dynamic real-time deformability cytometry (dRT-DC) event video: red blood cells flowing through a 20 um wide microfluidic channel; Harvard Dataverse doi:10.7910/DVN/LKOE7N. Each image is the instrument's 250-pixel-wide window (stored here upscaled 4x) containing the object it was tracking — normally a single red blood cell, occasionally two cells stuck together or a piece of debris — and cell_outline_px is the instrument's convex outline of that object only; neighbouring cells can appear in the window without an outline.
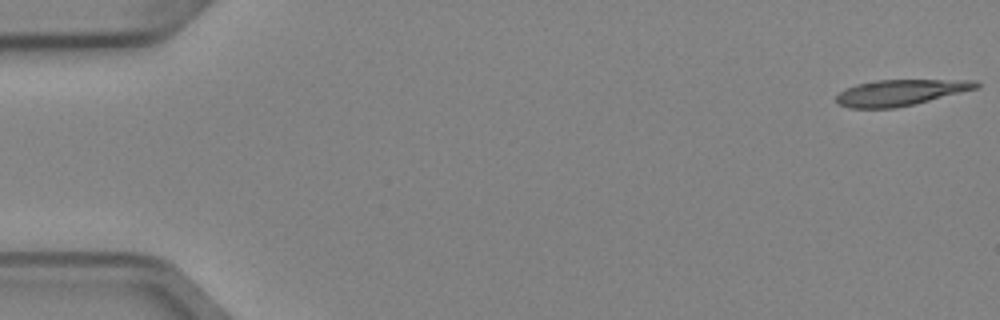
{"species": "Egyptian fruit bat (a non-hibernating species)", "species_latin": "Rousettus aegyptiacus", "temperature_condition": "cold", "stored_images_in_passage": 6, "camera_frame_rate_fps": 3000, "um_per_image_px": 0.085, "animal": {"sex": "female"}, "frame": {"image": 1, "passage_image": 1, "time_ms": 0.0, "image_size_px": [1000, 320], "cell_outline_px": [[980, 88], [912, 104], [892, 108], [848, 108], [840, 104], [836, 100], [836, 96], [844, 88], [856, 84], [876, 80], [976, 80], [980, 84]], "centroid_in_image_um": [76.53, 7.86], "position_along_channel_um": 8.5, "area_um2": 21.1}}
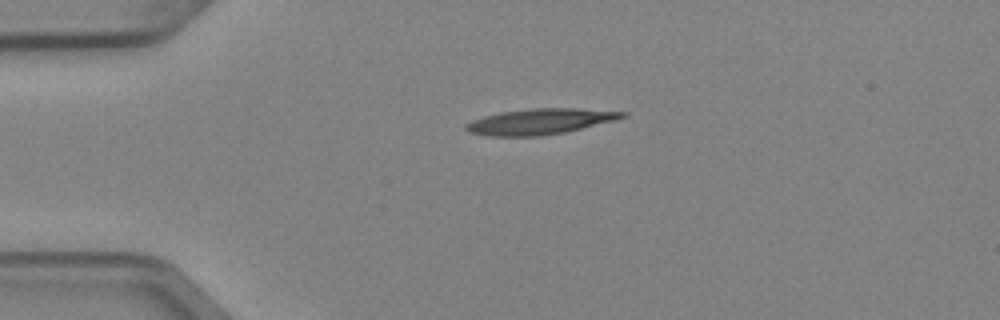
{"frame": {"image": 2, "passage_image": 4, "time_ms": 1.0, "image_size_px": [1000, 320], "cell_outline_px": [[628, 116], [564, 132], [540, 136], [484, 136], [468, 132], [464, 128], [464, 124], [472, 120], [484, 116], [500, 112], [532, 108], [576, 108], [628, 112]], "centroid_in_image_um": [45.82, 10.32], "position_along_channel_um": 39.2, "area_um2": 23.29}}
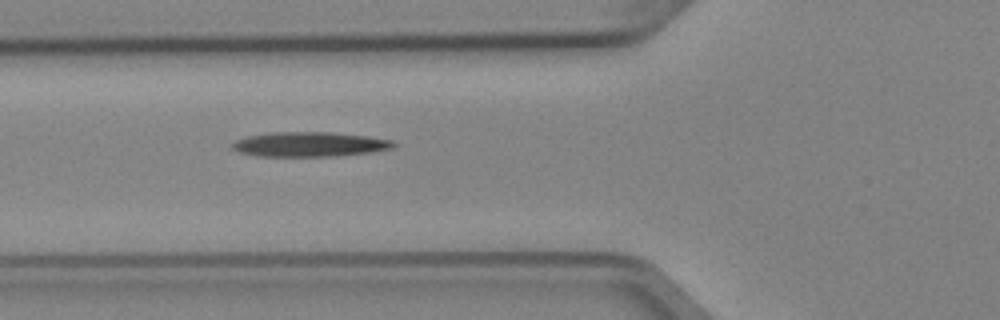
{"frame": {"image": 3, "passage_image": 6, "time_ms": 1.667, "image_size_px": [1000, 320], "cell_outline_px": [[396, 144], [392, 148], [372, 152], [336, 156], [256, 156], [240, 152], [232, 148], [228, 144], [236, 140], [248, 136], [268, 132], [332, 132], [368, 136], [392, 140]], "centroid_in_image_um": [26.29, 12.26], "position_along_channel_um": 99.5, "area_um2": 23.35}}